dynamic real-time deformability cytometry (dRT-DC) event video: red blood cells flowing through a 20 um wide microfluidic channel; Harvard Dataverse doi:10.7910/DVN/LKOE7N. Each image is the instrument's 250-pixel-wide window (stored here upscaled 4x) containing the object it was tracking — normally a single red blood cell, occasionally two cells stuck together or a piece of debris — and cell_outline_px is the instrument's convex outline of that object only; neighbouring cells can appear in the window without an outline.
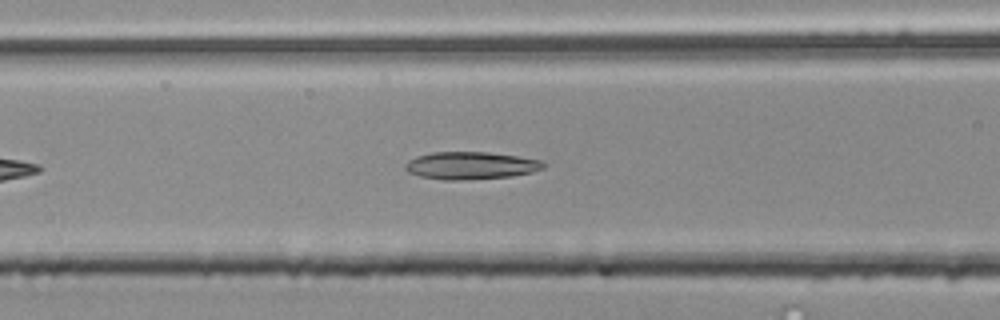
{"species": "common noctule bat (a hibernating species)", "species_latin": "Nyctalus noctula", "temperature_condition": "room temperature", "stored_images_in_passage": 39, "camera_frame_rate_fps": 3000, "um_per_image_px": 0.085, "animal": {"sex": "male", "body_mass_g": 20.4}, "frame": {"image": 1, "passage_image": 10, "time_ms": 3.0, "image_size_px": [1000, 320], "cell_outline_px": [[548, 164], [544, 168], [532, 172], [512, 176], [460, 180], [444, 180], [420, 176], [408, 172], [404, 168], [404, 164], [408, 160], [416, 156], [432, 152], [488, 152], [544, 160]], "centroid_in_image_um": [40.03, 14.06], "position_along_channel_um": 126.6, "area_um2": 22.31}}
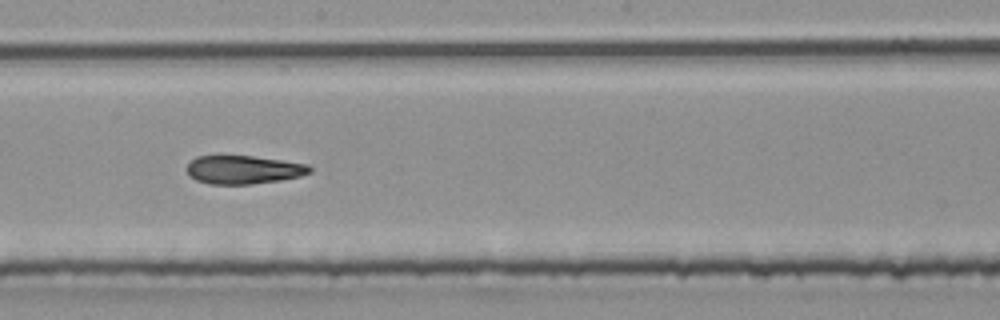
{"frame": {"image": 2, "passage_image": 18, "time_ms": 5.667, "image_size_px": [1000, 320], "cell_outline_px": [[312, 172], [300, 176], [280, 180], [252, 184], [208, 184], [196, 180], [188, 176], [188, 164], [196, 156], [220, 152], [252, 156], [308, 164], [312, 168]], "centroid_in_image_um": [20.63, 14.38], "position_along_channel_um": 227.6, "area_um2": 21.1}}
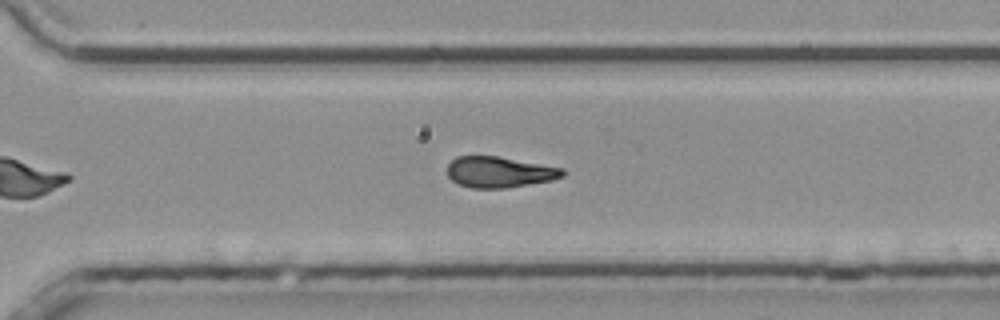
{"frame": {"image": 3, "passage_image": 26, "time_ms": 8.333, "image_size_px": [1000, 320], "cell_outline_px": [[564, 176], [552, 180], [508, 188], [472, 188], [460, 184], [452, 180], [448, 176], [448, 164], [456, 156], [500, 156], [564, 168]], "centroid_in_image_um": [42.47, 14.62], "position_along_channel_um": 328.1, "area_um2": 20.87}, "authors_computed_cell_mechanics": {"area_um2": 21.5594, "velocity_mm_per_s": 3.7836, "shape_relaxation_time_tau1_ms": 4.6008, "shape_relaxation_time_tau2_ms": 2.3954, "deformation_change_tau1": 0.1668, "deformation_change_tau2": 0.1091}}